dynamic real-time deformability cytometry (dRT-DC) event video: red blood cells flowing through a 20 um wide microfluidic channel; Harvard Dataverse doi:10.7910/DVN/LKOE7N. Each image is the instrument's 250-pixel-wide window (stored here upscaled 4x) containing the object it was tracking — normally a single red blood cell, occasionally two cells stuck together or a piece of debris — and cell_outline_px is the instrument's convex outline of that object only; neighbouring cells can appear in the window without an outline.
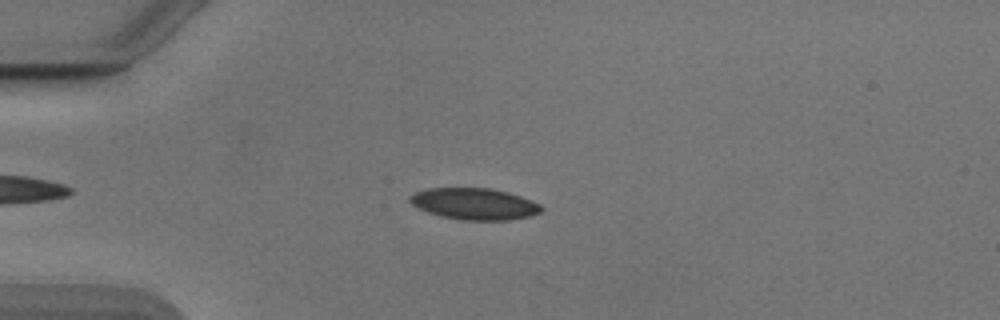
{"species": "Egyptian fruit bat (a non-hibernating species)", "species_latin": "Rousettus aegyptiacus", "temperature_condition": "cold", "stored_images_in_passage": 49, "camera_frame_rate_fps": 3000, "um_per_image_px": 0.085, "animal": {"sex": "male"}, "frame": {"image": 1, "passage_image": 10, "time_ms": 3.0, "image_size_px": [1000, 320], "cell_outline_px": [[544, 208], [540, 212], [528, 216], [508, 220], [460, 220], [440, 216], [428, 212], [412, 204], [408, 200], [408, 196], [416, 192], [428, 188], [492, 188], [508, 192], [532, 200], [540, 204]], "centroid_in_image_um": [40.32, 17.32], "position_along_channel_um": 44.7, "area_um2": 24.16}}
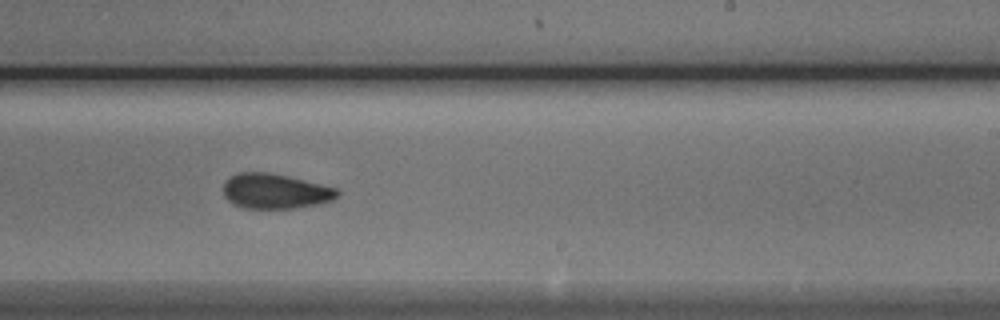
{"frame": {"image": 2, "passage_image": 29, "time_ms": 9.333, "image_size_px": [1000, 320], "cell_outline_px": [[340, 196], [332, 200], [320, 204], [296, 208], [244, 208], [228, 200], [224, 196], [224, 180], [236, 172], [268, 172], [288, 176], [336, 188], [340, 192]], "centroid_in_image_um": [23.4, 16.24], "position_along_channel_um": 265.6, "area_um2": 23.35}}
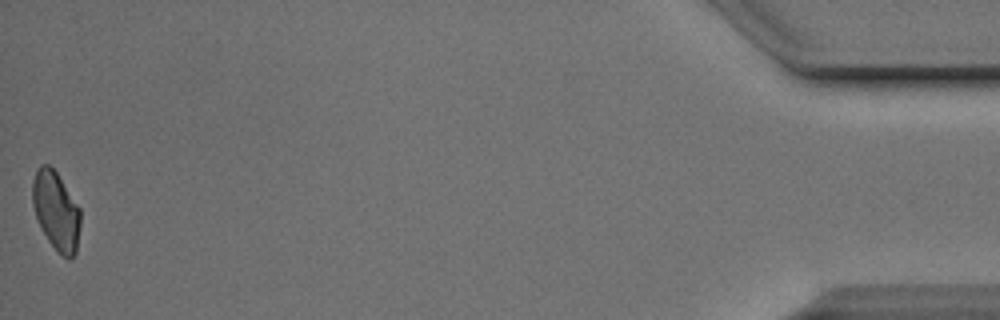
{"frame": {"image": 3, "passage_image": 49, "time_ms": 16.0, "image_size_px": [1000, 320], "cell_outline_px": [[80, 228], [76, 252], [68, 260], [48, 240], [40, 228], [32, 204], [32, 180], [40, 164], [48, 164], [56, 172], [80, 208]], "centroid_in_image_um": [4.76, 17.9], "position_along_channel_um": 430.4, "area_um2": 21.79}, "authors_computed_cell_mechanics": {"area_um2": 23.8136, "velocity_mm_per_s": 3.8764, "shape_relaxation_time_tau1_ms": 4.8778, "shape_relaxation_time_tau2_ms": 2.3304, "deformation_change_tau1": 0.1044, "deformation_change_tau2": 0.0652}}